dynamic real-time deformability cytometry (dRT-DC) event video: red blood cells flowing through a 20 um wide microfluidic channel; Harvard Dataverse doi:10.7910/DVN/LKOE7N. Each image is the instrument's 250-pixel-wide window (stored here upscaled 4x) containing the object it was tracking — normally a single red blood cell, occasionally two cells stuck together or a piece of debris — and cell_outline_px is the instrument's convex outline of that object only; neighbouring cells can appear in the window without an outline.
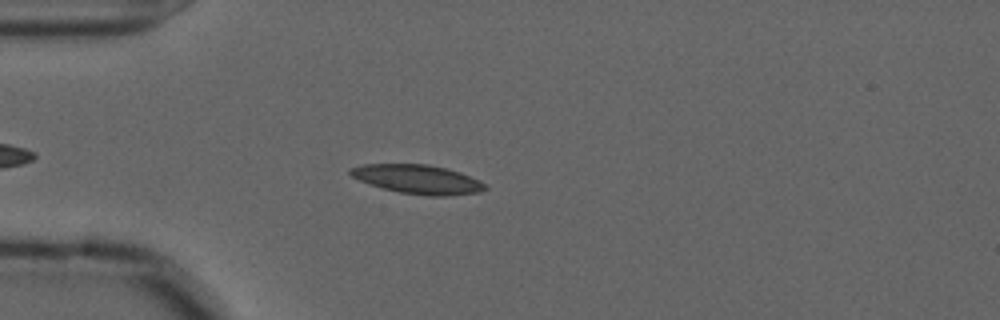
{"species": "common noctule bat (a hibernating species)", "species_latin": "Nyctalus noctula", "temperature_condition": "cold", "stored_images_in_passage": 46, "camera_frame_rate_fps": 3000, "um_per_image_px": 0.085, "animal": {"sex": "male", "forearm_length_mm": 52.5}, "frame": {"image": 1, "passage_image": 8, "time_ms": 2.333, "image_size_px": [1000, 320], "cell_outline_px": [[488, 188], [480, 192], [444, 196], [428, 196], [400, 192], [380, 188], [368, 184], [352, 176], [348, 172], [348, 168], [364, 164], [428, 164], [448, 168], [460, 172], [480, 180]], "centroid_in_image_um": [35.49, 15.23], "position_along_channel_um": 49.5, "area_um2": 22.95}}
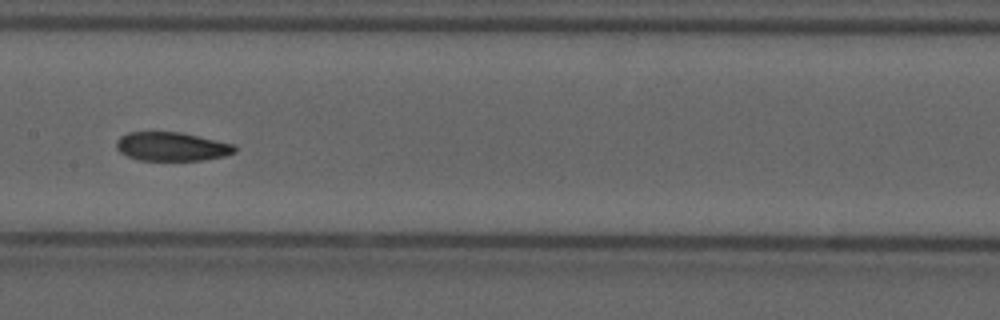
{"frame": {"image": 2, "passage_image": 21, "time_ms": 6.667, "image_size_px": [1000, 320], "cell_outline_px": [[236, 152], [224, 156], [200, 160], [140, 160], [128, 156], [120, 152], [116, 148], [116, 140], [120, 136], [128, 132], [180, 132], [236, 144]], "centroid_in_image_um": [14.6, 12.45], "position_along_channel_um": 192.8, "area_um2": 19.88}}
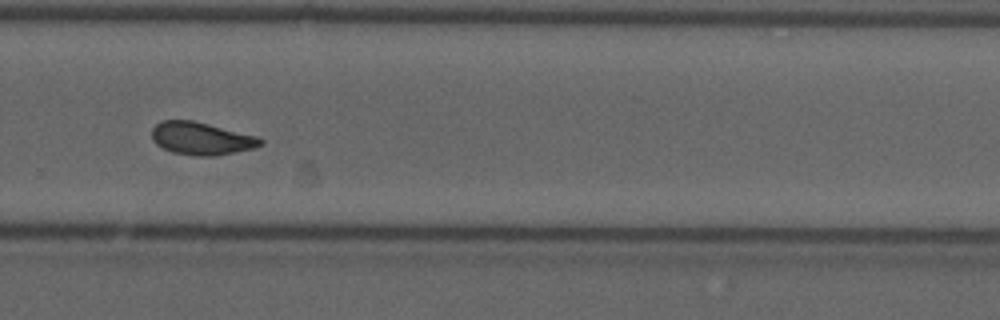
{"frame": {"image": 3, "passage_image": 31, "time_ms": 10.0, "image_size_px": [1000, 320], "cell_outline_px": [[264, 144], [252, 148], [216, 156], [196, 156], [172, 152], [156, 144], [152, 140], [152, 128], [160, 120], [192, 120], [260, 136], [264, 140]], "centroid_in_image_um": [17.13, 11.76], "position_along_channel_um": 312.7, "area_um2": 20.87}, "authors_computed_cell_mechanics": {"area_um2": 20.6346, "velocity_mm_per_s": 3.6202, "shape_relaxation_time_tau1_ms": null, "shape_relaxation_time_tau2_ms": 4.3752, "deformation_change_tau1": null, "deformation_change_tau2": 0.0928}}